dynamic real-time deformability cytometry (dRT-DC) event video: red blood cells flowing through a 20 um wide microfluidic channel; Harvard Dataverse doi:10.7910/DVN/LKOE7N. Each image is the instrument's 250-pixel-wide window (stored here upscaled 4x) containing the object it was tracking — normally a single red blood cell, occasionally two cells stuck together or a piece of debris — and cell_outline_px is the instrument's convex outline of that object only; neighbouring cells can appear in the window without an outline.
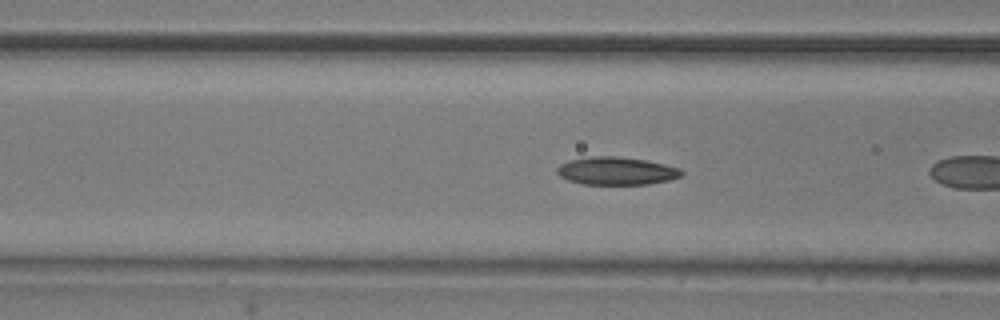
{"species": "common noctule bat (a hibernating species)", "species_latin": "Nyctalus noctula", "temperature_condition": "room temperature", "stored_images_in_passage": 6, "camera_frame_rate_fps": 3000, "um_per_image_px": 0.085, "animal": {"sex": "male", "body_mass_g": 20.5, "forearm_length_mm": 52.5}, "frame": {"image": 1, "passage_image": 5, "time_ms": 1.333, "image_size_px": [1000, 320], "cell_outline_px": [[684, 172], [680, 176], [668, 180], [648, 184], [584, 184], [568, 180], [560, 176], [556, 172], [556, 168], [560, 164], [568, 160], [592, 156], [616, 156], [644, 160], [664, 164], [680, 168]], "centroid_in_image_um": [52.36, 14.52], "position_along_channel_um": 114.2, "area_um2": 20.11}}